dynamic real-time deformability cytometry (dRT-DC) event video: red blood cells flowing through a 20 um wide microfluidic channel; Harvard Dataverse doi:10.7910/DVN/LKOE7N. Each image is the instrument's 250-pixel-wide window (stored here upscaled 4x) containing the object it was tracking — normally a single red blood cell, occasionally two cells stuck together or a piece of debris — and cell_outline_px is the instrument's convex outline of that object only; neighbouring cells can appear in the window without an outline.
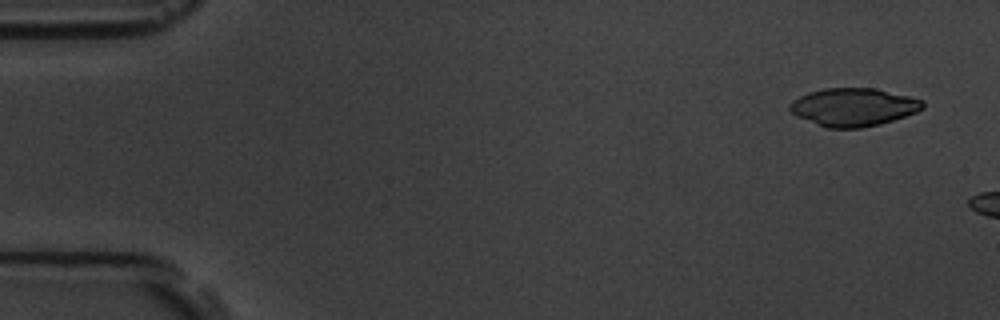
{"species": "common noctule bat (a hibernating species)", "species_latin": "Nyctalus noctula", "temperature_condition": "room temperature", "stored_images_in_passage": 3, "camera_frame_rate_fps": 3000, "um_per_image_px": 0.085, "animal": {"sex": "male", "body_mass_g": 19.5, "forearm_length_mm": 54.6}, "frame": {"image": 1, "passage_image": 1, "time_ms": 0.0, "image_size_px": [1000, 320], "cell_outline_px": [[924, 108], [916, 112], [880, 124], [860, 128], [828, 128], [816, 124], [796, 116], [788, 108], [788, 104], [792, 100], [808, 92], [824, 88], [876, 88], [924, 100]], "centroid_in_image_um": [72.52, 9.1], "position_along_channel_um": 12.5, "area_um2": 29.48}}